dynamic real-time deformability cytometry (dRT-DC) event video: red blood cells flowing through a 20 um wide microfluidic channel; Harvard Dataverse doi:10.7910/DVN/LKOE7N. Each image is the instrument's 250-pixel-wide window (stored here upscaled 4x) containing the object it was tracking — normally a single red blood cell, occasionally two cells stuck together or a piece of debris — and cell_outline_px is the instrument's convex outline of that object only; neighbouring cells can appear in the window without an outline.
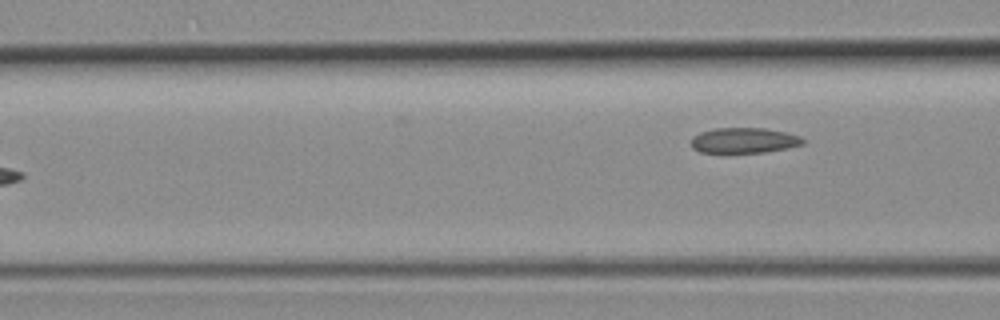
{"species": "common noctule bat (a hibernating species)", "species_latin": "Nyctalus noctula", "temperature_condition": "room temperature", "stored_images_in_passage": 6, "camera_frame_rate_fps": 3000, "um_per_image_px": 0.085, "animal": {"sex": "female", "body_mass_g": 19.3, "forearm_length_mm": 54.1}, "frame": {"image": 1, "passage_image": 6, "time_ms": 5.667, "image_size_px": [1000, 320], "cell_outline_px": [[804, 144], [788, 148], [764, 152], [700, 152], [692, 148], [692, 136], [700, 132], [716, 128], [764, 128], [788, 132], [800, 136], [804, 140]], "centroid_in_image_um": [63.26, 11.92], "position_along_channel_um": 103.3, "area_um2": 16.53}}